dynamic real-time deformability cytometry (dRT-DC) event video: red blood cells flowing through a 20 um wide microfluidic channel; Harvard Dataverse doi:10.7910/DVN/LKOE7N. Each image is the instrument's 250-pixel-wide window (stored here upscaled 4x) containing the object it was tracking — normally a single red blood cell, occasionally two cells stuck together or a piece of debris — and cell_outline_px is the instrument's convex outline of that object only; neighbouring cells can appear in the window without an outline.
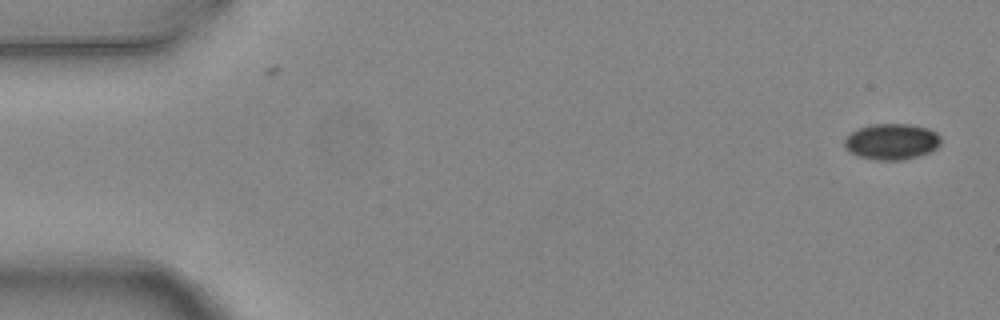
{"species": "common noctule bat (a hibernating species)", "species_latin": "Nyctalus noctula", "temperature_condition": "warm", "stored_images_in_passage": 4, "camera_frame_rate_fps": 3000, "um_per_image_px": 0.085, "animal": {"sex": "female", "body_mass_g": 24.6, "forearm_length_mm": 56.2}, "frame": {"image": 1, "passage_image": 1, "time_ms": 0.0, "image_size_px": [1000, 320], "cell_outline_px": [[940, 144], [932, 152], [904, 160], [876, 160], [856, 156], [848, 152], [844, 144], [844, 140], [852, 132], [860, 128], [872, 124], [912, 124], [928, 128], [936, 132], [940, 136]], "centroid_in_image_um": [75.81, 12.05], "position_along_channel_um": 9.2, "area_um2": 20.4}}